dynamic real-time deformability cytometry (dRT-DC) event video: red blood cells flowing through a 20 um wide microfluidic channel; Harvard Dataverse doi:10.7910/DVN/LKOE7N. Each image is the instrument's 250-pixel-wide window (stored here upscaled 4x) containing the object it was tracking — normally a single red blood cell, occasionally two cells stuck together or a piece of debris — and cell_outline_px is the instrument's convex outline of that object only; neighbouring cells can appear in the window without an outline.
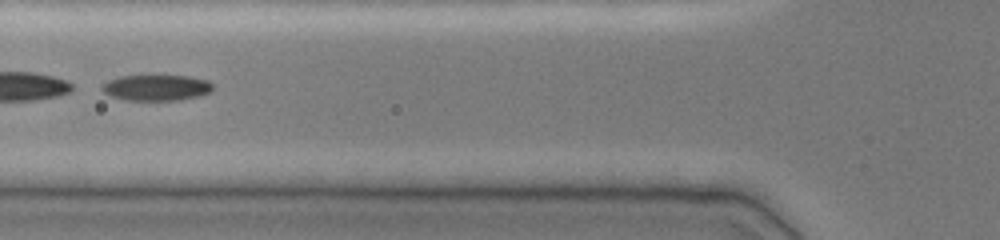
{"species": "common noctule bat (a hibernating species)", "species_latin": "Nyctalus noctula", "temperature_condition": "cold", "stored_images_in_passage": 33, "segment_of_instrument_passage": [2, 2], "camera_frame_rate_fps": 3000, "um_per_image_px": 0.085, "animal": {"sex": "female", "body_mass_g": 19.0, "forearm_length_mm": 51.5}, "frame": {"image": 1, "passage_image": 6, "time_ms": 1.667, "image_size_px": [1000, 240], "cell_outline_px": [[212, 88], [208, 92], [200, 96], [180, 100], [124, 100], [112, 96], [104, 92], [100, 88], [100, 84], [108, 80], [120, 76], [188, 76], [208, 80], [212, 84]], "centroid_in_image_um": [13.26, 7.45], "position_along_channel_um": 112.5, "area_um2": 16.7}}